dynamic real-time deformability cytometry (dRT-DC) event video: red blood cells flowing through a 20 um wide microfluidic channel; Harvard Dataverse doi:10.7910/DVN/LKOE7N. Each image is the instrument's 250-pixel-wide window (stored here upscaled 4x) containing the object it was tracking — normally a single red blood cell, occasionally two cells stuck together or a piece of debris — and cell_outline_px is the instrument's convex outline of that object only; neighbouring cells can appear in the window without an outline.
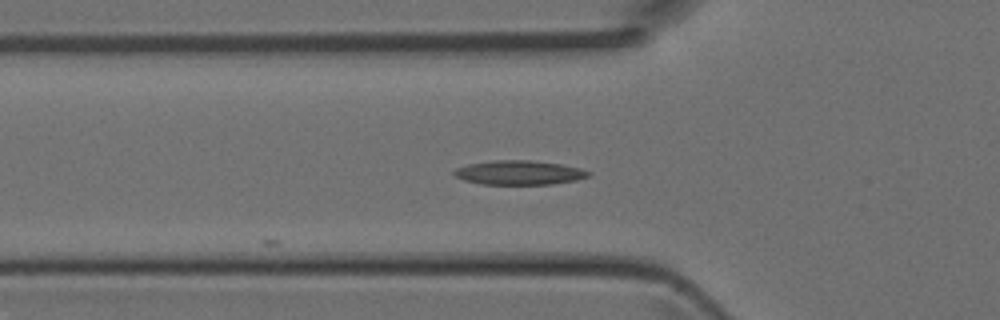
{"species": "Egyptian fruit bat (a non-hibernating species)", "species_latin": "Rousettus aegyptiacus", "temperature_condition": "room temperature", "stored_images_in_passage": 5, "camera_frame_rate_fps": 3000, "um_per_image_px": 0.085, "animal": {"sex": "female"}, "frame": {"image": 1, "passage_image": 5, "time_ms": 1.333, "image_size_px": [1000, 320], "cell_outline_px": [[592, 172], [588, 176], [576, 180], [552, 184], [480, 184], [464, 180], [456, 176], [452, 172], [456, 168], [468, 164], [492, 160], [532, 160], [560, 164], [580, 168]], "centroid_in_image_um": [44.12, 14.67], "position_along_channel_um": 81.7, "area_um2": 18.96}}